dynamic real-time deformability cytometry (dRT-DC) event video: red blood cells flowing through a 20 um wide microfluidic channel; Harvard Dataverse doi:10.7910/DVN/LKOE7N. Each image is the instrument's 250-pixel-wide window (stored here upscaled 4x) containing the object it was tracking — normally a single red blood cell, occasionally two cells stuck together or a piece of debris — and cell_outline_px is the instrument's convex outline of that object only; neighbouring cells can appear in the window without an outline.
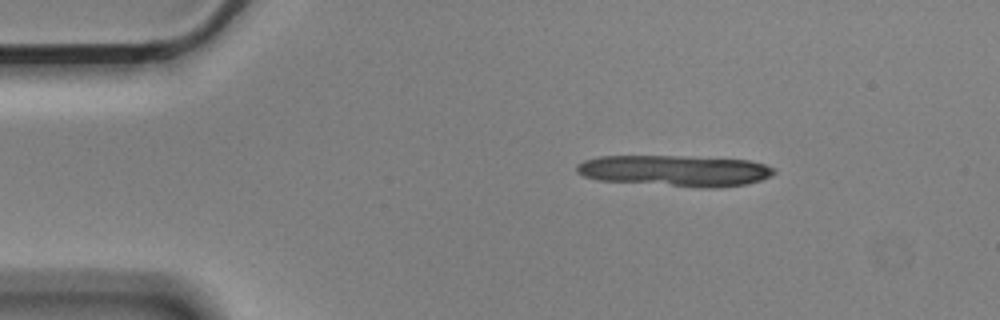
{"species": "Egyptian fruit bat (a non-hibernating species)", "species_latin": "Rousettus aegyptiacus", "temperature_condition": "cold", "stored_images_in_passage": 8, "camera_frame_rate_fps": 3000, "um_per_image_px": 0.085, "animal": {"sex": "male"}, "frame": {"image": 1, "passage_image": 1, "time_ms": 0.0, "image_size_px": [1000, 320], "cell_outline_px": [[776, 172], [772, 176], [760, 180], [744, 184], [716, 188], [700, 188], [596, 180], [584, 176], [576, 172], [576, 164], [584, 160], [596, 156], [684, 156], [748, 160], [764, 164], [776, 168]], "centroid_in_image_um": [57.36, 14.51], "position_along_channel_um": 27.6, "area_um2": 36.18}}